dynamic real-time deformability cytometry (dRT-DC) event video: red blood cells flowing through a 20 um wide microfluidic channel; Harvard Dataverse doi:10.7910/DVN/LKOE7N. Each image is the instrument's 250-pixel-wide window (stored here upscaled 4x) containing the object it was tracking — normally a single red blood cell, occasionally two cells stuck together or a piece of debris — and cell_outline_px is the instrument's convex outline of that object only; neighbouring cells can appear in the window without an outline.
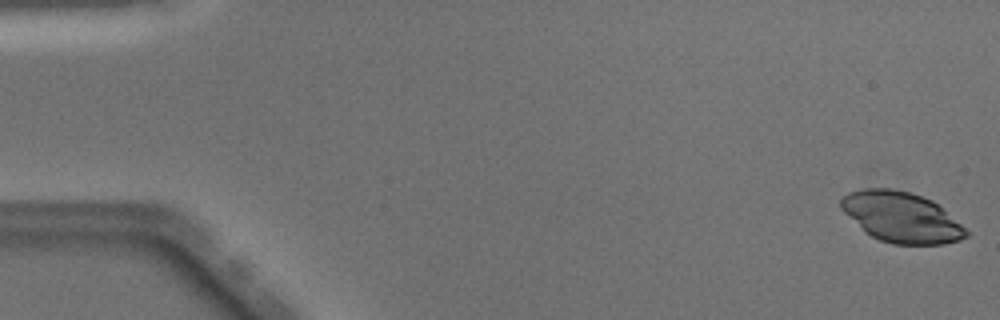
{"species": "Egyptian fruit bat (a non-hibernating species)", "species_latin": "Rousettus aegyptiacus", "temperature_condition": "warm", "stored_images_in_passage": 49, "camera_frame_rate_fps": 3000, "um_per_image_px": 0.085, "animal": {"sex": "male"}, "frame": {"image": 1, "passage_image": 1, "time_ms": 0.0, "image_size_px": [1000, 320], "cell_outline_px": [[968, 236], [960, 240], [944, 244], [892, 244], [880, 240], [864, 232], [840, 208], [840, 200], [848, 192], [864, 188], [892, 188], [908, 192], [932, 200], [960, 224], [968, 232]], "centroid_in_image_um": [76.58, 18.46], "position_along_channel_um": 8.4, "area_um2": 36.47}}